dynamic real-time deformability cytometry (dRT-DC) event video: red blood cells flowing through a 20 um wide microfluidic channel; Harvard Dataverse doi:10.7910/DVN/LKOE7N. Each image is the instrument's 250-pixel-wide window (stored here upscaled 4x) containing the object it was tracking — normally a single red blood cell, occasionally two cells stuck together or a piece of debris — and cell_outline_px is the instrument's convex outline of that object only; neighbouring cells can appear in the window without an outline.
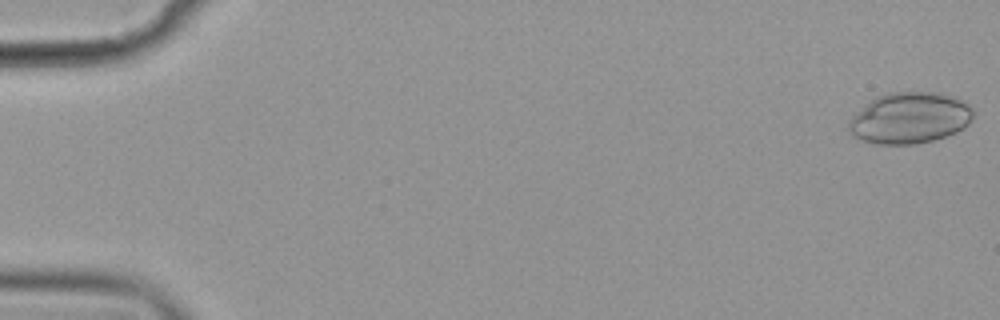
{"species": "common noctule bat (a hibernating species)", "species_latin": "Nyctalus noctula", "temperature_condition": "cold", "stored_images_in_passage": 56, "camera_frame_rate_fps": 3000, "um_per_image_px": 0.085, "animal": {"sex": "female", "body_mass_g": 19.9}, "frame": {"image": 1, "passage_image": 1, "time_ms": 0.0, "image_size_px": [1000, 320], "cell_outline_px": [[972, 120], [964, 128], [956, 132], [932, 140], [916, 144], [876, 144], [852, 136], [848, 132], [848, 124], [852, 116], [876, 96], [888, 92], [940, 92], [952, 96], [968, 104], [972, 108]], "centroid_in_image_um": [77.31, 10.02], "position_along_channel_um": 7.7, "area_um2": 37.11}}